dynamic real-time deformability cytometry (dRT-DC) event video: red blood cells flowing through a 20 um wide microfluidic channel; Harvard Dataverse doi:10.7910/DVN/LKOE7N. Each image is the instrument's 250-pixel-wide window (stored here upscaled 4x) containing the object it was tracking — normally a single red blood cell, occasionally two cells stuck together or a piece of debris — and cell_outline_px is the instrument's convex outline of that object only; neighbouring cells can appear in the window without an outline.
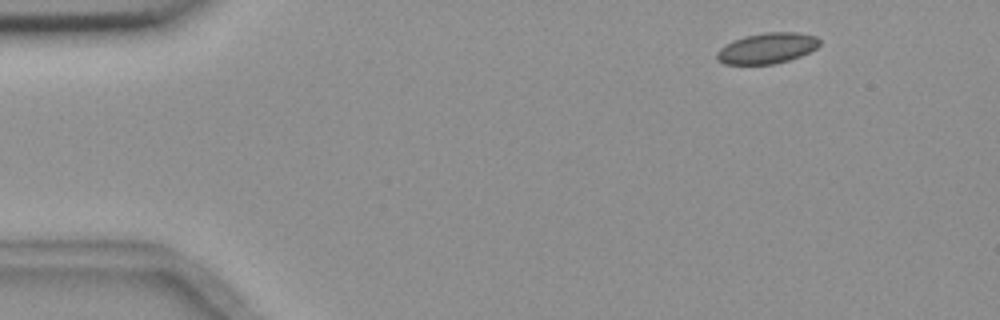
{"species": "common noctule bat (a hibernating species)", "species_latin": "Nyctalus noctula", "temperature_condition": "room temperature", "stored_images_in_passage": 5, "camera_frame_rate_fps": 3000, "um_per_image_px": 0.085, "animal": {"sex": "female", "body_mass_g": 18.4}, "frame": {"image": 1, "passage_image": 2, "time_ms": 1.0, "image_size_px": [1000, 320], "cell_outline_px": [[820, 44], [816, 48], [800, 56], [788, 60], [772, 64], [724, 64], [716, 60], [716, 52], [724, 44], [732, 40], [744, 36], [764, 32], [796, 32], [816, 36], [820, 40]], "centroid_in_image_um": [65.16, 4.09], "position_along_channel_um": 19.8, "area_um2": 18.5}}